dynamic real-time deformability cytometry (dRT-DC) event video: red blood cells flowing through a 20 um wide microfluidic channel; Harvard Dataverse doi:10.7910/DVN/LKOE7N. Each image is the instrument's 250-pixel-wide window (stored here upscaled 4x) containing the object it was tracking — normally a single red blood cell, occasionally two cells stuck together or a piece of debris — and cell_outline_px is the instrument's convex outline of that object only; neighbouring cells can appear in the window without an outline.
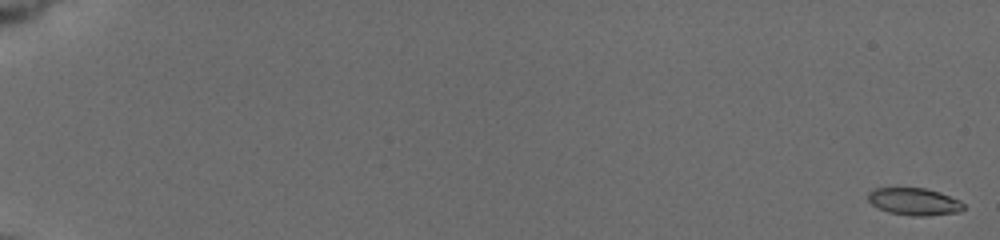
{"species": "common noctule bat (a hibernating species)", "species_latin": "Nyctalus noctula", "temperature_condition": "cold", "stored_images_in_passage": 7, "camera_frame_rate_fps": 3000, "um_per_image_px": 0.085, "animal": {"sex": "female", "body_mass_g": 19.5, "forearm_length_mm": 54.1}, "frame": {"image": 1, "passage_image": 1, "time_ms": 0.0, "image_size_px": [1000, 240], "cell_outline_px": [[964, 208], [960, 212], [924, 216], [912, 216], [888, 212], [872, 204], [868, 200], [868, 192], [876, 188], [928, 188], [940, 192], [960, 200], [964, 204]], "centroid_in_image_um": [77.73, 17.13], "position_along_channel_um": 7.3, "area_um2": 15.2}}